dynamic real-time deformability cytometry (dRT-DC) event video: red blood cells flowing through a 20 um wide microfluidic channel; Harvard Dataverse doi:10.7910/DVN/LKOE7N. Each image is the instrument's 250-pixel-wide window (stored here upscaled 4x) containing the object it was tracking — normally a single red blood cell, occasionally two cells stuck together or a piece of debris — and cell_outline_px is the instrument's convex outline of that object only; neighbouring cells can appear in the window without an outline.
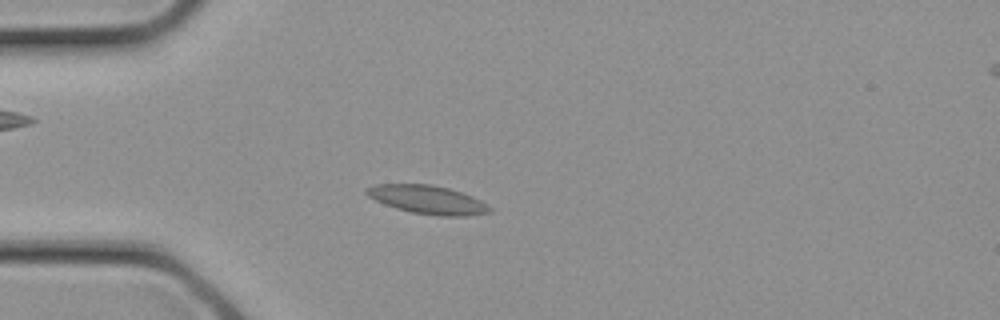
{"species": "common noctule bat (a hibernating species)", "species_latin": "Nyctalus noctula", "temperature_condition": "cold", "stored_images_in_passage": 23, "camera_frame_rate_fps": 3000, "um_per_image_px": 0.085, "animal": {"sex": "female", "body_mass_g": 21.9}, "frame": {"image": 1, "passage_image": 2, "time_ms": 0.333, "image_size_px": [1000, 320], "cell_outline_px": [[492, 212], [464, 216], [436, 216], [412, 212], [396, 208], [384, 204], [368, 196], [364, 192], [364, 188], [376, 184], [432, 184], [448, 188], [472, 196], [488, 204], [492, 208]], "centroid_in_image_um": [36.34, 16.97], "position_along_channel_um": 48.7, "area_um2": 20.52}}
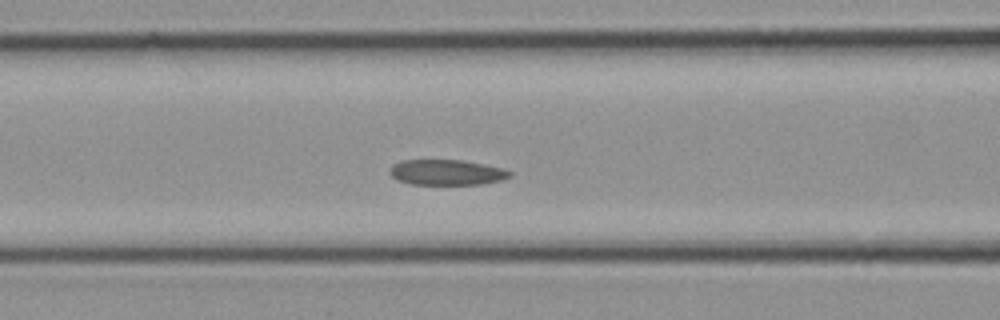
{"frame": {"image": 2, "passage_image": 6, "time_ms": 1.667, "image_size_px": [1000, 320], "cell_outline_px": [[512, 176], [504, 180], [484, 184], [412, 184], [396, 180], [388, 172], [388, 168], [392, 164], [400, 160], [464, 160], [484, 164], [500, 168], [512, 172]], "centroid_in_image_um": [37.94, 14.65], "position_along_channel_um": 128.7, "area_um2": 18.03}}
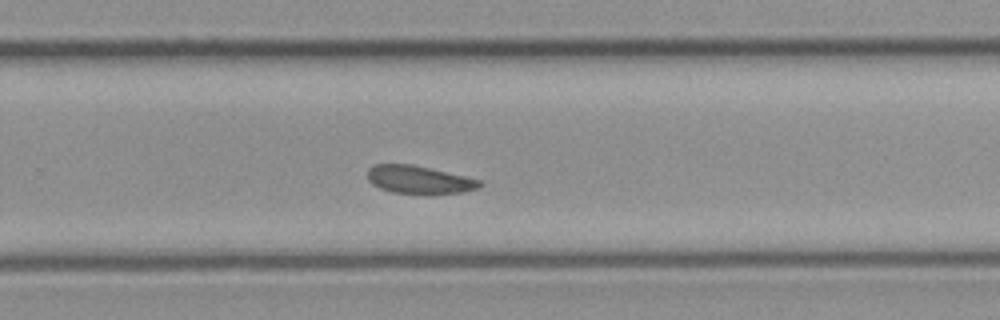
{"frame": {"image": 3, "passage_image": 13, "time_ms": 4.0, "image_size_px": [1000, 320], "cell_outline_px": [[484, 184], [480, 188], [464, 192], [432, 196], [424, 196], [392, 192], [380, 188], [372, 184], [368, 180], [368, 168], [372, 164], [412, 164], [464, 176], [480, 180]], "centroid_in_image_um": [35.65, 15.32], "position_along_channel_um": 294.2, "area_um2": 18.96}}